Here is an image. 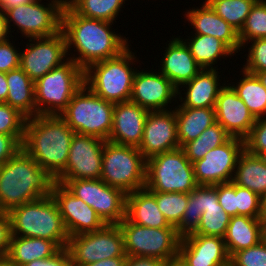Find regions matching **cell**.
I'll return each mask as SVG.
<instances>
[{
  "label": "cell",
  "instance_id": "obj_1",
  "mask_svg": "<svg viewBox=\"0 0 266 266\" xmlns=\"http://www.w3.org/2000/svg\"><path fill=\"white\" fill-rule=\"evenodd\" d=\"M112 24L82 17L65 3L61 15V31L66 39L67 52L73 45L79 53L78 57L73 55L69 59L86 70L96 62L118 56L129 46L128 39L111 31Z\"/></svg>",
  "mask_w": 266,
  "mask_h": 266
},
{
  "label": "cell",
  "instance_id": "obj_2",
  "mask_svg": "<svg viewBox=\"0 0 266 266\" xmlns=\"http://www.w3.org/2000/svg\"><path fill=\"white\" fill-rule=\"evenodd\" d=\"M75 132L59 115L27 118L22 148L55 180L65 171Z\"/></svg>",
  "mask_w": 266,
  "mask_h": 266
},
{
  "label": "cell",
  "instance_id": "obj_3",
  "mask_svg": "<svg viewBox=\"0 0 266 266\" xmlns=\"http://www.w3.org/2000/svg\"><path fill=\"white\" fill-rule=\"evenodd\" d=\"M55 179L20 148L0 166V213L51 195Z\"/></svg>",
  "mask_w": 266,
  "mask_h": 266
},
{
  "label": "cell",
  "instance_id": "obj_4",
  "mask_svg": "<svg viewBox=\"0 0 266 266\" xmlns=\"http://www.w3.org/2000/svg\"><path fill=\"white\" fill-rule=\"evenodd\" d=\"M11 236L41 238L66 248L69 235L51 195L24 203L8 213Z\"/></svg>",
  "mask_w": 266,
  "mask_h": 266
},
{
  "label": "cell",
  "instance_id": "obj_5",
  "mask_svg": "<svg viewBox=\"0 0 266 266\" xmlns=\"http://www.w3.org/2000/svg\"><path fill=\"white\" fill-rule=\"evenodd\" d=\"M129 49L127 47L116 57L90 65L84 70V84L108 102L130 101L137 69L130 65L136 57Z\"/></svg>",
  "mask_w": 266,
  "mask_h": 266
},
{
  "label": "cell",
  "instance_id": "obj_6",
  "mask_svg": "<svg viewBox=\"0 0 266 266\" xmlns=\"http://www.w3.org/2000/svg\"><path fill=\"white\" fill-rule=\"evenodd\" d=\"M84 84V70L66 60L34 82L36 115H60Z\"/></svg>",
  "mask_w": 266,
  "mask_h": 266
},
{
  "label": "cell",
  "instance_id": "obj_7",
  "mask_svg": "<svg viewBox=\"0 0 266 266\" xmlns=\"http://www.w3.org/2000/svg\"><path fill=\"white\" fill-rule=\"evenodd\" d=\"M114 105L83 84L59 116L75 133L107 141L113 125Z\"/></svg>",
  "mask_w": 266,
  "mask_h": 266
},
{
  "label": "cell",
  "instance_id": "obj_8",
  "mask_svg": "<svg viewBox=\"0 0 266 266\" xmlns=\"http://www.w3.org/2000/svg\"><path fill=\"white\" fill-rule=\"evenodd\" d=\"M100 179L125 194L145 187L146 159L138 147L105 141Z\"/></svg>",
  "mask_w": 266,
  "mask_h": 266
},
{
  "label": "cell",
  "instance_id": "obj_9",
  "mask_svg": "<svg viewBox=\"0 0 266 266\" xmlns=\"http://www.w3.org/2000/svg\"><path fill=\"white\" fill-rule=\"evenodd\" d=\"M197 186L193 164L182 148L146 160L145 188L150 192L190 193Z\"/></svg>",
  "mask_w": 266,
  "mask_h": 266
},
{
  "label": "cell",
  "instance_id": "obj_10",
  "mask_svg": "<svg viewBox=\"0 0 266 266\" xmlns=\"http://www.w3.org/2000/svg\"><path fill=\"white\" fill-rule=\"evenodd\" d=\"M124 237L127 257H151L163 261L179 254L181 236L176 228H150L129 222L126 218L118 224Z\"/></svg>",
  "mask_w": 266,
  "mask_h": 266
},
{
  "label": "cell",
  "instance_id": "obj_11",
  "mask_svg": "<svg viewBox=\"0 0 266 266\" xmlns=\"http://www.w3.org/2000/svg\"><path fill=\"white\" fill-rule=\"evenodd\" d=\"M66 248L71 256L72 266L127 257L123 233L118 224L105 225L98 231L71 236Z\"/></svg>",
  "mask_w": 266,
  "mask_h": 266
},
{
  "label": "cell",
  "instance_id": "obj_12",
  "mask_svg": "<svg viewBox=\"0 0 266 266\" xmlns=\"http://www.w3.org/2000/svg\"><path fill=\"white\" fill-rule=\"evenodd\" d=\"M63 186L92 207L106 224H120L125 219L126 195L101 179L67 180Z\"/></svg>",
  "mask_w": 266,
  "mask_h": 266
},
{
  "label": "cell",
  "instance_id": "obj_13",
  "mask_svg": "<svg viewBox=\"0 0 266 266\" xmlns=\"http://www.w3.org/2000/svg\"><path fill=\"white\" fill-rule=\"evenodd\" d=\"M42 0H35L29 4L1 10L11 32L10 23L21 31L24 37H50L61 31V15L65 0H52L47 5L40 4Z\"/></svg>",
  "mask_w": 266,
  "mask_h": 266
},
{
  "label": "cell",
  "instance_id": "obj_14",
  "mask_svg": "<svg viewBox=\"0 0 266 266\" xmlns=\"http://www.w3.org/2000/svg\"><path fill=\"white\" fill-rule=\"evenodd\" d=\"M244 140L230 137L224 144L208 151L203 159L193 162L194 176L198 185H216L231 182Z\"/></svg>",
  "mask_w": 266,
  "mask_h": 266
},
{
  "label": "cell",
  "instance_id": "obj_15",
  "mask_svg": "<svg viewBox=\"0 0 266 266\" xmlns=\"http://www.w3.org/2000/svg\"><path fill=\"white\" fill-rule=\"evenodd\" d=\"M105 140L92 135L75 133L69 150L65 171L55 180L100 179Z\"/></svg>",
  "mask_w": 266,
  "mask_h": 266
},
{
  "label": "cell",
  "instance_id": "obj_16",
  "mask_svg": "<svg viewBox=\"0 0 266 266\" xmlns=\"http://www.w3.org/2000/svg\"><path fill=\"white\" fill-rule=\"evenodd\" d=\"M28 41L29 47L20 54V68L34 82L68 60L62 31L50 37L29 38Z\"/></svg>",
  "mask_w": 266,
  "mask_h": 266
},
{
  "label": "cell",
  "instance_id": "obj_17",
  "mask_svg": "<svg viewBox=\"0 0 266 266\" xmlns=\"http://www.w3.org/2000/svg\"><path fill=\"white\" fill-rule=\"evenodd\" d=\"M51 196L58 206L69 237L98 231L106 225L92 207L75 197L62 184H53Z\"/></svg>",
  "mask_w": 266,
  "mask_h": 266
},
{
  "label": "cell",
  "instance_id": "obj_18",
  "mask_svg": "<svg viewBox=\"0 0 266 266\" xmlns=\"http://www.w3.org/2000/svg\"><path fill=\"white\" fill-rule=\"evenodd\" d=\"M178 148L175 110L149 111L138 147L145 159Z\"/></svg>",
  "mask_w": 266,
  "mask_h": 266
},
{
  "label": "cell",
  "instance_id": "obj_19",
  "mask_svg": "<svg viewBox=\"0 0 266 266\" xmlns=\"http://www.w3.org/2000/svg\"><path fill=\"white\" fill-rule=\"evenodd\" d=\"M137 71L130 101L148 111L168 110L166 106L178 97V89L160 72Z\"/></svg>",
  "mask_w": 266,
  "mask_h": 266
},
{
  "label": "cell",
  "instance_id": "obj_20",
  "mask_svg": "<svg viewBox=\"0 0 266 266\" xmlns=\"http://www.w3.org/2000/svg\"><path fill=\"white\" fill-rule=\"evenodd\" d=\"M215 105L216 122L219 123L231 137L245 139L256 122L243 100L231 87L224 83Z\"/></svg>",
  "mask_w": 266,
  "mask_h": 266
},
{
  "label": "cell",
  "instance_id": "obj_21",
  "mask_svg": "<svg viewBox=\"0 0 266 266\" xmlns=\"http://www.w3.org/2000/svg\"><path fill=\"white\" fill-rule=\"evenodd\" d=\"M188 266H228L224 238L189 234L181 238L178 254Z\"/></svg>",
  "mask_w": 266,
  "mask_h": 266
},
{
  "label": "cell",
  "instance_id": "obj_22",
  "mask_svg": "<svg viewBox=\"0 0 266 266\" xmlns=\"http://www.w3.org/2000/svg\"><path fill=\"white\" fill-rule=\"evenodd\" d=\"M149 111L132 101L116 103L113 111V125L108 141L139 147Z\"/></svg>",
  "mask_w": 266,
  "mask_h": 266
},
{
  "label": "cell",
  "instance_id": "obj_23",
  "mask_svg": "<svg viewBox=\"0 0 266 266\" xmlns=\"http://www.w3.org/2000/svg\"><path fill=\"white\" fill-rule=\"evenodd\" d=\"M165 49L166 52L161 59L160 73L165 75L179 90L184 83L191 81L202 68L181 38H173Z\"/></svg>",
  "mask_w": 266,
  "mask_h": 266
},
{
  "label": "cell",
  "instance_id": "obj_24",
  "mask_svg": "<svg viewBox=\"0 0 266 266\" xmlns=\"http://www.w3.org/2000/svg\"><path fill=\"white\" fill-rule=\"evenodd\" d=\"M185 16L192 28L195 27L194 34L213 36L224 42L234 53L240 51L238 32L218 16L206 2H203L200 9H190Z\"/></svg>",
  "mask_w": 266,
  "mask_h": 266
},
{
  "label": "cell",
  "instance_id": "obj_25",
  "mask_svg": "<svg viewBox=\"0 0 266 266\" xmlns=\"http://www.w3.org/2000/svg\"><path fill=\"white\" fill-rule=\"evenodd\" d=\"M218 69H202L191 81L184 83L186 87L185 98L182 90H178L179 101L182 107L215 108L216 100L224 85L219 83ZM181 91V92H180Z\"/></svg>",
  "mask_w": 266,
  "mask_h": 266
},
{
  "label": "cell",
  "instance_id": "obj_26",
  "mask_svg": "<svg viewBox=\"0 0 266 266\" xmlns=\"http://www.w3.org/2000/svg\"><path fill=\"white\" fill-rule=\"evenodd\" d=\"M125 218L144 227H171L160 212L155 196L145 187L126 195Z\"/></svg>",
  "mask_w": 266,
  "mask_h": 266
},
{
  "label": "cell",
  "instance_id": "obj_27",
  "mask_svg": "<svg viewBox=\"0 0 266 266\" xmlns=\"http://www.w3.org/2000/svg\"><path fill=\"white\" fill-rule=\"evenodd\" d=\"M210 206H220L218 201V184L198 185L189 193V202L182 220L176 227L181 237L193 233L199 225L202 213Z\"/></svg>",
  "mask_w": 266,
  "mask_h": 266
},
{
  "label": "cell",
  "instance_id": "obj_28",
  "mask_svg": "<svg viewBox=\"0 0 266 266\" xmlns=\"http://www.w3.org/2000/svg\"><path fill=\"white\" fill-rule=\"evenodd\" d=\"M60 250L61 248L54 241L11 236L6 258L16 266H24L37 259L53 257Z\"/></svg>",
  "mask_w": 266,
  "mask_h": 266
},
{
  "label": "cell",
  "instance_id": "obj_29",
  "mask_svg": "<svg viewBox=\"0 0 266 266\" xmlns=\"http://www.w3.org/2000/svg\"><path fill=\"white\" fill-rule=\"evenodd\" d=\"M175 115L180 148L198 138L206 128L216 123L215 108H190L178 105Z\"/></svg>",
  "mask_w": 266,
  "mask_h": 266
},
{
  "label": "cell",
  "instance_id": "obj_30",
  "mask_svg": "<svg viewBox=\"0 0 266 266\" xmlns=\"http://www.w3.org/2000/svg\"><path fill=\"white\" fill-rule=\"evenodd\" d=\"M261 241V224L257 218L246 215L231 217L224 237L228 255L255 246Z\"/></svg>",
  "mask_w": 266,
  "mask_h": 266
},
{
  "label": "cell",
  "instance_id": "obj_31",
  "mask_svg": "<svg viewBox=\"0 0 266 266\" xmlns=\"http://www.w3.org/2000/svg\"><path fill=\"white\" fill-rule=\"evenodd\" d=\"M6 81V103L18 109L27 118L36 116L34 81L21 68L7 72Z\"/></svg>",
  "mask_w": 266,
  "mask_h": 266
},
{
  "label": "cell",
  "instance_id": "obj_32",
  "mask_svg": "<svg viewBox=\"0 0 266 266\" xmlns=\"http://www.w3.org/2000/svg\"><path fill=\"white\" fill-rule=\"evenodd\" d=\"M232 181L261 196L266 191V157L250 154L244 149Z\"/></svg>",
  "mask_w": 266,
  "mask_h": 266
},
{
  "label": "cell",
  "instance_id": "obj_33",
  "mask_svg": "<svg viewBox=\"0 0 266 266\" xmlns=\"http://www.w3.org/2000/svg\"><path fill=\"white\" fill-rule=\"evenodd\" d=\"M191 37L184 42L202 69H216L213 65L215 62L217 64L219 58L235 54L224 42L213 36L195 34Z\"/></svg>",
  "mask_w": 266,
  "mask_h": 266
},
{
  "label": "cell",
  "instance_id": "obj_34",
  "mask_svg": "<svg viewBox=\"0 0 266 266\" xmlns=\"http://www.w3.org/2000/svg\"><path fill=\"white\" fill-rule=\"evenodd\" d=\"M243 72V78L231 86L236 94L243 100L254 117L266 116V87L262 85L255 74Z\"/></svg>",
  "mask_w": 266,
  "mask_h": 266
},
{
  "label": "cell",
  "instance_id": "obj_35",
  "mask_svg": "<svg viewBox=\"0 0 266 266\" xmlns=\"http://www.w3.org/2000/svg\"><path fill=\"white\" fill-rule=\"evenodd\" d=\"M65 3L82 17L113 23L125 0H65Z\"/></svg>",
  "mask_w": 266,
  "mask_h": 266
},
{
  "label": "cell",
  "instance_id": "obj_36",
  "mask_svg": "<svg viewBox=\"0 0 266 266\" xmlns=\"http://www.w3.org/2000/svg\"><path fill=\"white\" fill-rule=\"evenodd\" d=\"M230 137L226 130L216 122L206 128L198 138L187 142L182 149L188 160L193 163L203 159L209 150L224 144Z\"/></svg>",
  "mask_w": 266,
  "mask_h": 266
},
{
  "label": "cell",
  "instance_id": "obj_37",
  "mask_svg": "<svg viewBox=\"0 0 266 266\" xmlns=\"http://www.w3.org/2000/svg\"><path fill=\"white\" fill-rule=\"evenodd\" d=\"M258 0H205L212 10L238 33Z\"/></svg>",
  "mask_w": 266,
  "mask_h": 266
},
{
  "label": "cell",
  "instance_id": "obj_38",
  "mask_svg": "<svg viewBox=\"0 0 266 266\" xmlns=\"http://www.w3.org/2000/svg\"><path fill=\"white\" fill-rule=\"evenodd\" d=\"M156 199L157 206L169 225L175 228L182 220L189 202V193L179 192H151Z\"/></svg>",
  "mask_w": 266,
  "mask_h": 266
},
{
  "label": "cell",
  "instance_id": "obj_39",
  "mask_svg": "<svg viewBox=\"0 0 266 266\" xmlns=\"http://www.w3.org/2000/svg\"><path fill=\"white\" fill-rule=\"evenodd\" d=\"M241 47L254 39L266 38V0H258L238 33Z\"/></svg>",
  "mask_w": 266,
  "mask_h": 266
},
{
  "label": "cell",
  "instance_id": "obj_40",
  "mask_svg": "<svg viewBox=\"0 0 266 266\" xmlns=\"http://www.w3.org/2000/svg\"><path fill=\"white\" fill-rule=\"evenodd\" d=\"M231 217L221 206H210L202 213L198 228L191 234L219 236L224 238Z\"/></svg>",
  "mask_w": 266,
  "mask_h": 266
},
{
  "label": "cell",
  "instance_id": "obj_41",
  "mask_svg": "<svg viewBox=\"0 0 266 266\" xmlns=\"http://www.w3.org/2000/svg\"><path fill=\"white\" fill-rule=\"evenodd\" d=\"M27 117L6 102H0V134L13 136L21 145Z\"/></svg>",
  "mask_w": 266,
  "mask_h": 266
},
{
  "label": "cell",
  "instance_id": "obj_42",
  "mask_svg": "<svg viewBox=\"0 0 266 266\" xmlns=\"http://www.w3.org/2000/svg\"><path fill=\"white\" fill-rule=\"evenodd\" d=\"M230 266H266V244L260 241L255 246L235 252L230 257Z\"/></svg>",
  "mask_w": 266,
  "mask_h": 266
},
{
  "label": "cell",
  "instance_id": "obj_43",
  "mask_svg": "<svg viewBox=\"0 0 266 266\" xmlns=\"http://www.w3.org/2000/svg\"><path fill=\"white\" fill-rule=\"evenodd\" d=\"M244 148L250 154L266 157V116L256 119L249 135L244 139Z\"/></svg>",
  "mask_w": 266,
  "mask_h": 266
},
{
  "label": "cell",
  "instance_id": "obj_44",
  "mask_svg": "<svg viewBox=\"0 0 266 266\" xmlns=\"http://www.w3.org/2000/svg\"><path fill=\"white\" fill-rule=\"evenodd\" d=\"M237 215L260 218V196L251 190L237 185Z\"/></svg>",
  "mask_w": 266,
  "mask_h": 266
},
{
  "label": "cell",
  "instance_id": "obj_45",
  "mask_svg": "<svg viewBox=\"0 0 266 266\" xmlns=\"http://www.w3.org/2000/svg\"><path fill=\"white\" fill-rule=\"evenodd\" d=\"M246 65H243L244 71L255 74L256 72L266 71V38L254 39L250 41Z\"/></svg>",
  "mask_w": 266,
  "mask_h": 266
},
{
  "label": "cell",
  "instance_id": "obj_46",
  "mask_svg": "<svg viewBox=\"0 0 266 266\" xmlns=\"http://www.w3.org/2000/svg\"><path fill=\"white\" fill-rule=\"evenodd\" d=\"M218 201L230 217L237 215V185L233 181L218 184Z\"/></svg>",
  "mask_w": 266,
  "mask_h": 266
},
{
  "label": "cell",
  "instance_id": "obj_47",
  "mask_svg": "<svg viewBox=\"0 0 266 266\" xmlns=\"http://www.w3.org/2000/svg\"><path fill=\"white\" fill-rule=\"evenodd\" d=\"M20 54L10 40L0 42V72L7 73L20 68Z\"/></svg>",
  "mask_w": 266,
  "mask_h": 266
},
{
  "label": "cell",
  "instance_id": "obj_48",
  "mask_svg": "<svg viewBox=\"0 0 266 266\" xmlns=\"http://www.w3.org/2000/svg\"><path fill=\"white\" fill-rule=\"evenodd\" d=\"M24 266H72V260L67 248H63L53 257L37 259Z\"/></svg>",
  "mask_w": 266,
  "mask_h": 266
},
{
  "label": "cell",
  "instance_id": "obj_49",
  "mask_svg": "<svg viewBox=\"0 0 266 266\" xmlns=\"http://www.w3.org/2000/svg\"><path fill=\"white\" fill-rule=\"evenodd\" d=\"M22 145L13 137L0 134V166L8 161Z\"/></svg>",
  "mask_w": 266,
  "mask_h": 266
},
{
  "label": "cell",
  "instance_id": "obj_50",
  "mask_svg": "<svg viewBox=\"0 0 266 266\" xmlns=\"http://www.w3.org/2000/svg\"><path fill=\"white\" fill-rule=\"evenodd\" d=\"M11 238V221L8 213H0V258H6Z\"/></svg>",
  "mask_w": 266,
  "mask_h": 266
},
{
  "label": "cell",
  "instance_id": "obj_51",
  "mask_svg": "<svg viewBox=\"0 0 266 266\" xmlns=\"http://www.w3.org/2000/svg\"><path fill=\"white\" fill-rule=\"evenodd\" d=\"M165 261L151 257H127L124 266H164Z\"/></svg>",
  "mask_w": 266,
  "mask_h": 266
},
{
  "label": "cell",
  "instance_id": "obj_52",
  "mask_svg": "<svg viewBox=\"0 0 266 266\" xmlns=\"http://www.w3.org/2000/svg\"><path fill=\"white\" fill-rule=\"evenodd\" d=\"M127 257H115L105 260H100L83 266H124Z\"/></svg>",
  "mask_w": 266,
  "mask_h": 266
},
{
  "label": "cell",
  "instance_id": "obj_53",
  "mask_svg": "<svg viewBox=\"0 0 266 266\" xmlns=\"http://www.w3.org/2000/svg\"><path fill=\"white\" fill-rule=\"evenodd\" d=\"M9 29L4 13L0 10V42L9 40ZM8 35V36H7Z\"/></svg>",
  "mask_w": 266,
  "mask_h": 266
},
{
  "label": "cell",
  "instance_id": "obj_54",
  "mask_svg": "<svg viewBox=\"0 0 266 266\" xmlns=\"http://www.w3.org/2000/svg\"><path fill=\"white\" fill-rule=\"evenodd\" d=\"M8 94V85L6 81V73L0 72V102H6Z\"/></svg>",
  "mask_w": 266,
  "mask_h": 266
},
{
  "label": "cell",
  "instance_id": "obj_55",
  "mask_svg": "<svg viewBox=\"0 0 266 266\" xmlns=\"http://www.w3.org/2000/svg\"><path fill=\"white\" fill-rule=\"evenodd\" d=\"M33 1L35 0H5V2L0 6V10H9L22 4H29Z\"/></svg>",
  "mask_w": 266,
  "mask_h": 266
},
{
  "label": "cell",
  "instance_id": "obj_56",
  "mask_svg": "<svg viewBox=\"0 0 266 266\" xmlns=\"http://www.w3.org/2000/svg\"><path fill=\"white\" fill-rule=\"evenodd\" d=\"M164 266H188L184 260L178 255L165 261Z\"/></svg>",
  "mask_w": 266,
  "mask_h": 266
},
{
  "label": "cell",
  "instance_id": "obj_57",
  "mask_svg": "<svg viewBox=\"0 0 266 266\" xmlns=\"http://www.w3.org/2000/svg\"><path fill=\"white\" fill-rule=\"evenodd\" d=\"M259 220L261 224V241L266 244V214H261Z\"/></svg>",
  "mask_w": 266,
  "mask_h": 266
},
{
  "label": "cell",
  "instance_id": "obj_58",
  "mask_svg": "<svg viewBox=\"0 0 266 266\" xmlns=\"http://www.w3.org/2000/svg\"><path fill=\"white\" fill-rule=\"evenodd\" d=\"M261 214H266V191L260 196Z\"/></svg>",
  "mask_w": 266,
  "mask_h": 266
},
{
  "label": "cell",
  "instance_id": "obj_59",
  "mask_svg": "<svg viewBox=\"0 0 266 266\" xmlns=\"http://www.w3.org/2000/svg\"><path fill=\"white\" fill-rule=\"evenodd\" d=\"M255 75L258 77L262 85L266 87V71L256 72Z\"/></svg>",
  "mask_w": 266,
  "mask_h": 266
},
{
  "label": "cell",
  "instance_id": "obj_60",
  "mask_svg": "<svg viewBox=\"0 0 266 266\" xmlns=\"http://www.w3.org/2000/svg\"><path fill=\"white\" fill-rule=\"evenodd\" d=\"M0 266H16L10 262L7 258H0Z\"/></svg>",
  "mask_w": 266,
  "mask_h": 266
},
{
  "label": "cell",
  "instance_id": "obj_61",
  "mask_svg": "<svg viewBox=\"0 0 266 266\" xmlns=\"http://www.w3.org/2000/svg\"><path fill=\"white\" fill-rule=\"evenodd\" d=\"M5 2V0H0V6Z\"/></svg>",
  "mask_w": 266,
  "mask_h": 266
}]
</instances>
